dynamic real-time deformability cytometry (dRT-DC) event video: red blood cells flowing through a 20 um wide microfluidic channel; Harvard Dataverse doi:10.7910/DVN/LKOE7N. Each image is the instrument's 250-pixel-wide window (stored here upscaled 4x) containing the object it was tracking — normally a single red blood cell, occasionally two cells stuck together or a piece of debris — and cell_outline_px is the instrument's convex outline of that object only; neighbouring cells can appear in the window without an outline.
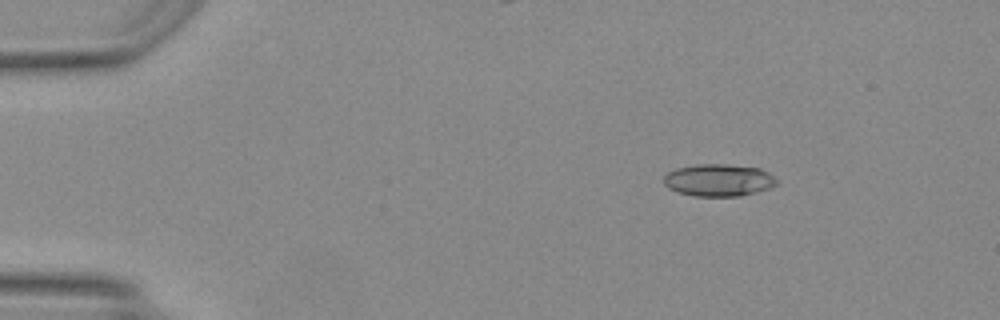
{"species": "Egyptian fruit bat (a non-hibernating species)", "species_latin": "Rousettus aegyptiacus", "temperature_condition": "warm", "stored_images_in_passage": 43, "camera_frame_rate_fps": 3000, "um_per_image_px": 0.085, "animal": {"sex": "female"}, "frame": {"image": 1, "passage_image": 1, "time_ms": 0.0, "image_size_px": [1000, 320], "cell_outline_px": [[776, 184], [768, 188], [756, 192], [740, 196], [696, 196], [676, 192], [668, 188], [664, 184], [664, 176], [668, 172], [676, 168], [696, 164], [728, 164], [760, 168], [768, 172], [776, 180]], "centroid_in_image_um": [61.05, 15.31], "position_along_channel_um": 24.0, "area_um2": 21.21}}
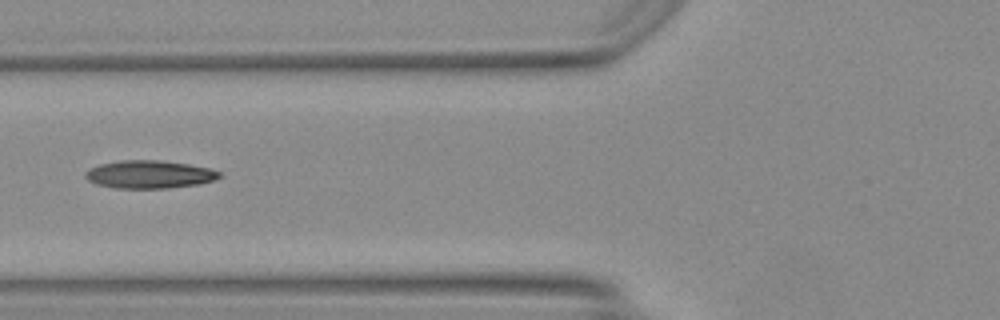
{"frame": {"image": 2, "passage_image": 13, "time_ms": 4.0, "image_size_px": [1000, 320], "cell_outline_px": [[224, 176], [216, 180], [196, 184], [168, 188], [116, 188], [96, 184], [88, 180], [84, 176], [84, 172], [100, 164], [120, 160], [160, 160], [188, 164], [212, 168], [220, 172]], "centroid_in_image_um": [12.73, 14.82], "position_along_channel_um": 113.1, "area_um2": 21.91}}
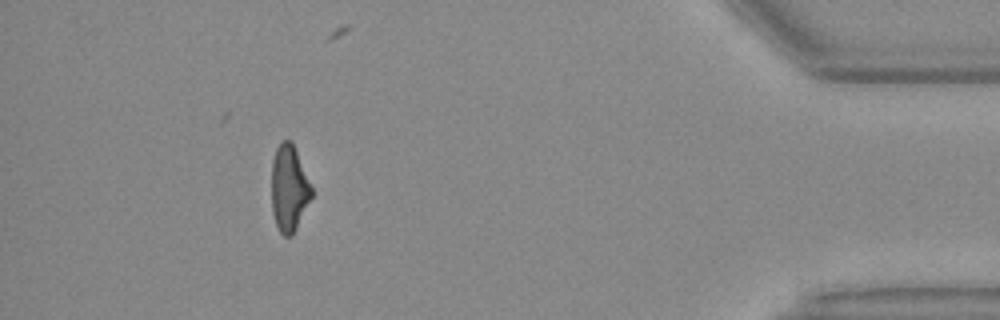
{"frame": {"image": 3, "passage_image": 38, "time_ms": 12.333, "image_size_px": [1000, 320], "cell_outline_px": [[312, 196], [292, 236], [284, 236], [280, 232], [276, 224], [272, 212], [272, 160], [276, 148], [284, 140], [292, 140], [312, 188]], "centroid_in_image_um": [24.56, 16.0], "position_along_channel_um": 410.6, "area_um2": 19.94}, "authors_computed_cell_mechanics": {"area_um2": 21.2126, "velocity_mm_per_s": 4.2191, "shape_relaxation_time_tau1_ms": null, "shape_relaxation_time_tau2_ms": 3.5319, "deformation_change_tau1": null, "deformation_change_tau2": 0.1356}}